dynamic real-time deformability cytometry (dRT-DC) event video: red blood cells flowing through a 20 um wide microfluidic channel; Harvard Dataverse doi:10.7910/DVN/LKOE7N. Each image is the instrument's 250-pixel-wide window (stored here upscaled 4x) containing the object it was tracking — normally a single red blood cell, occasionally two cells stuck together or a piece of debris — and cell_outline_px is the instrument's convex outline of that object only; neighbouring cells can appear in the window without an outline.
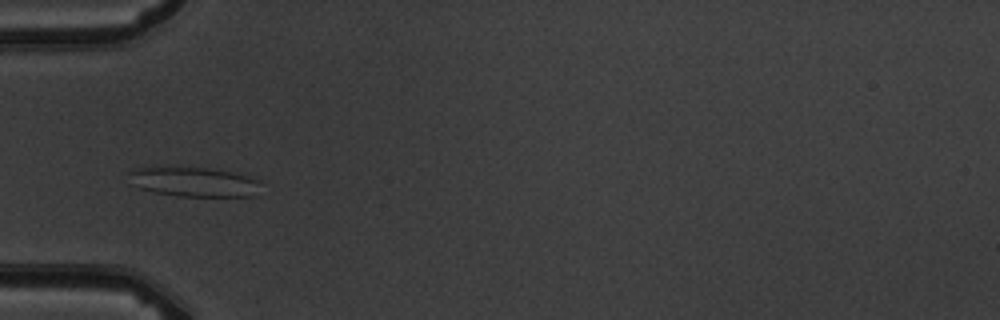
{"species": "common noctule bat (a hibernating species)", "species_latin": "Nyctalus noctula", "temperature_condition": "warm", "stored_images_in_passage": 12, "camera_frame_rate_fps": 3000, "um_per_image_px": 0.085, "animal": {"sex": "male", "body_mass_g": 19.5, "forearm_length_mm": 54.6}, "frame": {"image": 1, "passage_image": 6, "time_ms": 5.667, "image_size_px": [1000, 320], "cell_outline_px": [[260, 184], [252, 196], [176, 196], [156, 192], [140, 188], [132, 184], [128, 172], [132, 168], [208, 168], [252, 176]], "centroid_in_image_um": [16.46, 15.46], "position_along_channel_um": 68.5, "area_um2": 22.25}}
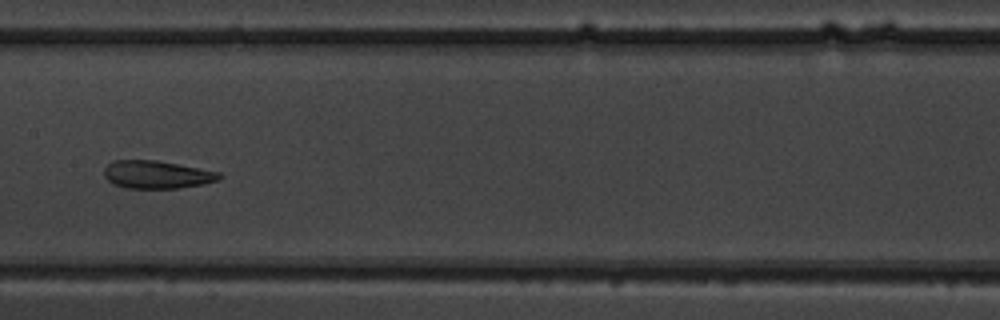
{"frame": {"image": 2, "passage_image": 9, "time_ms": 9.0, "image_size_px": [1000, 320], "cell_outline_px": [[224, 176], [220, 180], [204, 184], [180, 188], [128, 188], [112, 184], [104, 176], [104, 168], [108, 164], [116, 160], [156, 160], [220, 172]], "centroid_in_image_um": [13.36, 14.84], "position_along_channel_um": 194.0, "area_um2": 18.79}}
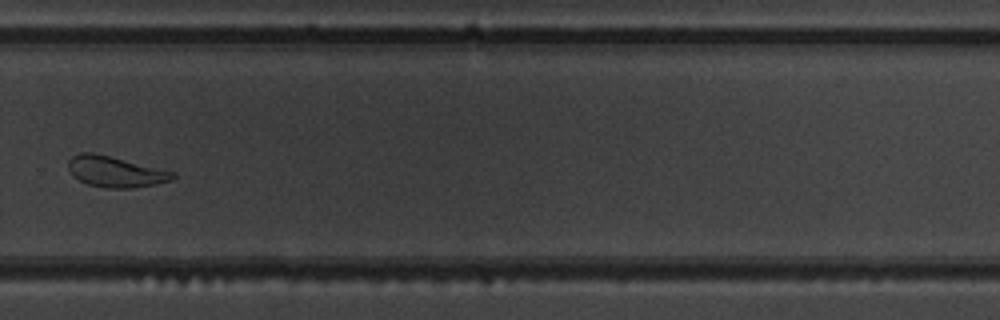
{"frame": {"image": 3, "passage_image": 12, "time_ms": 12.333, "image_size_px": [1000, 320], "cell_outline_px": [[176, 176], [172, 180], [156, 184], [132, 188], [108, 188], [88, 184], [72, 176], [68, 168], [68, 160], [72, 156], [80, 152], [92, 152], [176, 172]], "centroid_in_image_um": [9.8, 14.59], "position_along_channel_um": 320.0, "area_um2": 18.73}}